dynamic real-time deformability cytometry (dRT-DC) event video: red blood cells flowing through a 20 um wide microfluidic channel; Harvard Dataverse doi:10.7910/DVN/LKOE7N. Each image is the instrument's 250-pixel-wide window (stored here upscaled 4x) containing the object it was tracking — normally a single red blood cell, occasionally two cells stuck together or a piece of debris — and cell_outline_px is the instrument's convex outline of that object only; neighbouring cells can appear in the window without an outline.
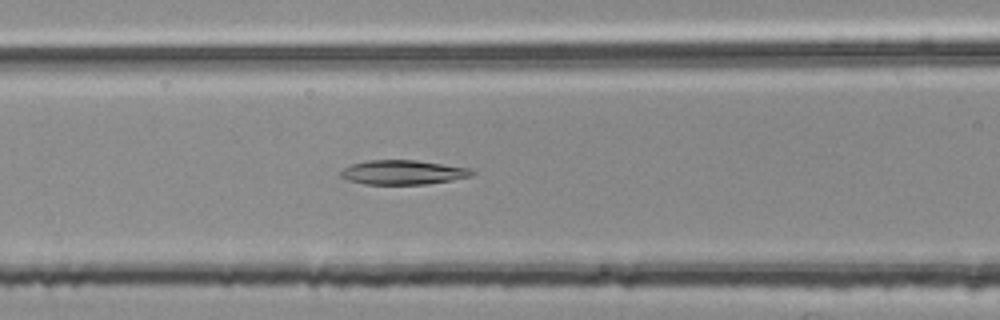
{"species": "common noctule bat (a hibernating species)", "species_latin": "Nyctalus noctula", "temperature_condition": "room temperature", "stored_images_in_passage": 48, "camera_frame_rate_fps": 3000, "um_per_image_px": 0.085, "animal": {"sex": "female", "body_mass_g": 25.1}, "frame": {"image": 1, "passage_image": 21, "time_ms": 6.667, "image_size_px": [1000, 320], "cell_outline_px": [[476, 172], [472, 176], [452, 180], [428, 184], [364, 184], [348, 180], [340, 176], [340, 172], [344, 168], [352, 164], [368, 160], [416, 160], [468, 168]], "centroid_in_image_um": [34.25, 14.65], "position_along_channel_um": 132.4, "area_um2": 18.55}}
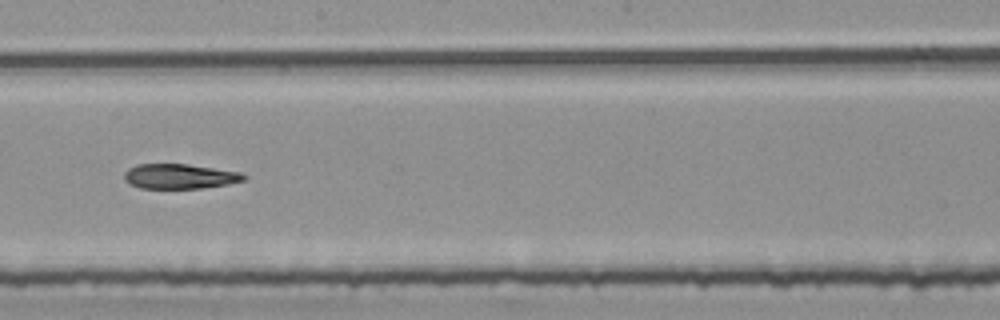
{"frame": {"image": 2, "passage_image": 29, "time_ms": 9.333, "image_size_px": [1000, 320], "cell_outline_px": [[248, 176], [244, 180], [228, 184], [204, 188], [140, 188], [128, 184], [124, 180], [124, 172], [128, 168], [136, 164], [188, 164], [240, 172]], "centroid_in_image_um": [15.24, 14.99], "position_along_channel_um": 233.0, "area_um2": 17.46}}
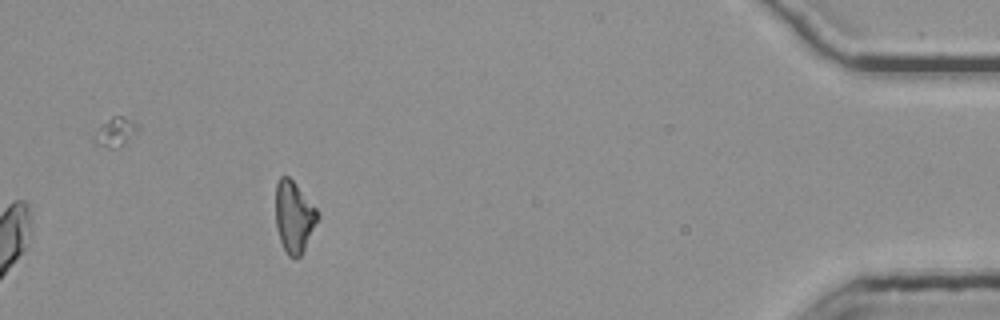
{"frame": {"image": 3, "passage_image": 48, "time_ms": 15.667, "image_size_px": [1000, 320], "cell_outline_px": [[320, 216], [300, 256], [296, 260], [288, 256], [280, 240], [276, 228], [276, 184], [280, 176], [288, 176], [296, 184], [316, 208]], "centroid_in_image_um": [24.98, 18.43], "position_along_channel_um": 410.2, "area_um2": 17.34}}